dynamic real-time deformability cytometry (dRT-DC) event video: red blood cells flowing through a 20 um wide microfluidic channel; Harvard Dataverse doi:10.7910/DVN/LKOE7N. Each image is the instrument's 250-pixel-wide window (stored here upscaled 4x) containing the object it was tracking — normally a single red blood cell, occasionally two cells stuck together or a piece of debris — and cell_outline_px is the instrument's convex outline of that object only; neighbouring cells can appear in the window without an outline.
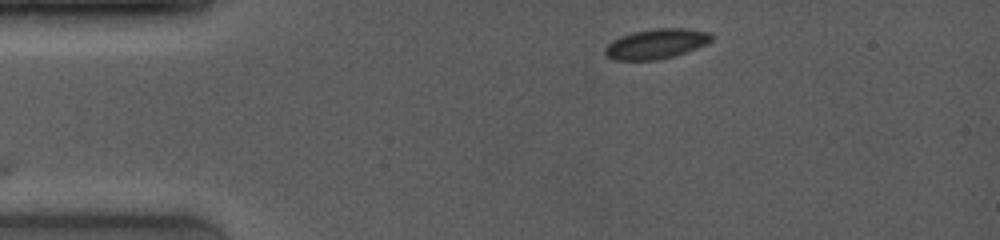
{"species": "common noctule bat (a hibernating species)", "species_latin": "Nyctalus noctula", "temperature_condition": "room temperature", "stored_images_in_passage": 26, "camera_frame_rate_fps": 4000, "um_per_image_px": 0.085, "animal": {"sex": "female", "body_mass_g": 19.0, "forearm_length_mm": 53.3}, "frame": {"image": 1, "passage_image": 1, "time_ms": 0.0, "image_size_px": [1000, 240], "cell_outline_px": [[712, 40], [708, 44], [672, 56], [656, 60], [612, 60], [604, 52], [604, 48], [612, 40], [620, 36], [632, 32], [652, 28], [688, 28], [708, 32], [712, 36]], "centroid_in_image_um": [55.76, 3.71], "position_along_channel_um": 29.2, "area_um2": 18.61}}
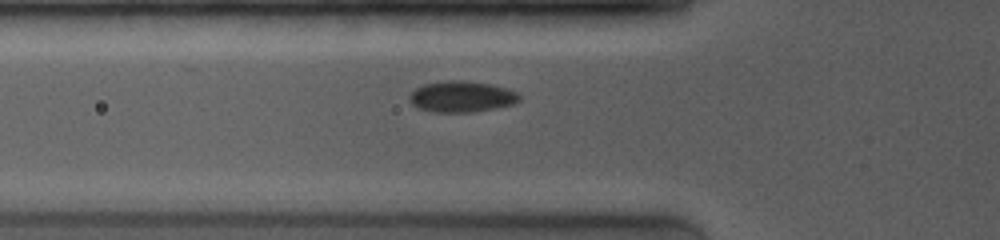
{"frame": {"image": 2, "passage_image": 6, "time_ms": 2.75, "image_size_px": [1000, 240], "cell_outline_px": [[520, 100], [512, 104], [496, 108], [472, 112], [436, 112], [416, 108], [408, 100], [408, 96], [416, 88], [424, 84], [448, 80], [464, 80], [492, 84], [508, 88], [516, 92], [520, 96]], "centroid_in_image_um": [39.23, 8.21], "position_along_channel_um": 86.6, "area_um2": 20.06}}
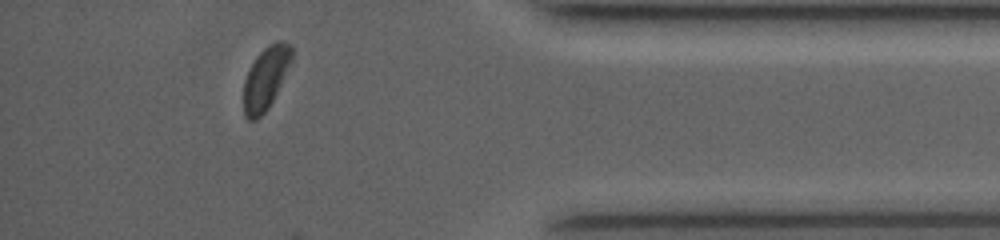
{"frame": {"image": 3, "passage_image": 23, "time_ms": 11.25, "image_size_px": [1000, 240], "cell_outline_px": [[292, 60], [268, 108], [256, 120], [248, 120], [244, 116], [244, 80], [256, 56], [268, 44], [276, 40], [280, 40], [292, 44]], "centroid_in_image_um": [22.58, 6.61], "position_along_channel_um": 412.6, "area_um2": 17.34}}